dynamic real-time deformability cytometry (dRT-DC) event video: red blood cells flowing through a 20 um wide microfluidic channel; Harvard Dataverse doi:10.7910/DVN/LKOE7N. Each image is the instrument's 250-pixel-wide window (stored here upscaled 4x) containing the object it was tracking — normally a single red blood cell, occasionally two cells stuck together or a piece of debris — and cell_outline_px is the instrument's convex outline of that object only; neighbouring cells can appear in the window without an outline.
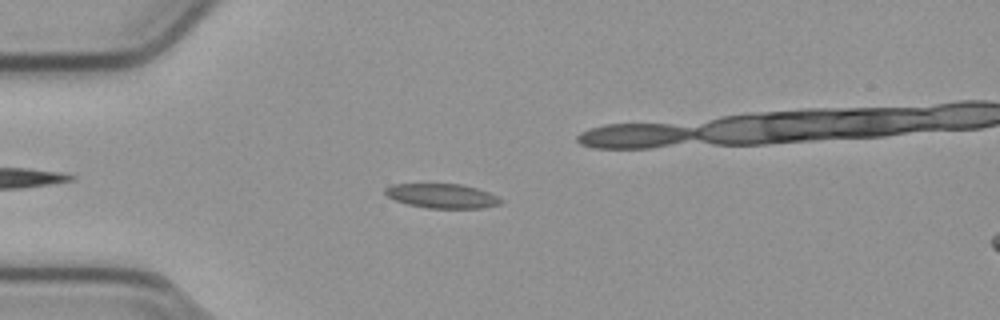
{"species": "common noctule bat (a hibernating species)", "species_latin": "Nyctalus noctula", "temperature_condition": "cold", "stored_images_in_passage": 50, "camera_frame_rate_fps": 3000, "um_per_image_px": 0.085, "animal": {"sex": "male", "body_mass_g": 23.1, "forearm_length_mm": 52.7}, "frame": {"image": 1, "passage_image": 9, "time_ms": 2.667, "image_size_px": [1000, 320], "cell_outline_px": [[504, 200], [500, 204], [480, 208], [428, 208], [408, 204], [396, 200], [388, 196], [384, 192], [384, 188], [392, 184], [460, 184], [476, 188], [488, 192]], "centroid_in_image_um": [37.57, 16.65], "position_along_channel_um": 47.4, "area_um2": 16.3}}
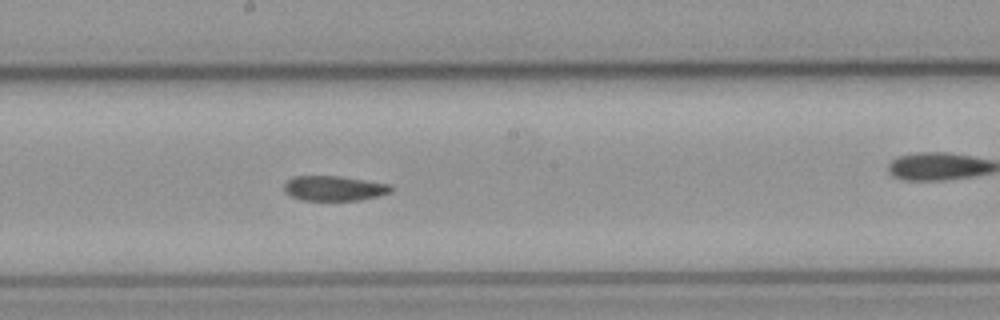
{"frame": {"image": 2, "passage_image": 24, "time_ms": 7.667, "image_size_px": [1000, 320], "cell_outline_px": [[392, 192], [360, 200], [300, 200], [284, 192], [284, 184], [288, 180], [296, 176], [336, 176], [388, 184], [392, 188]], "centroid_in_image_um": [28.36, 16.01], "position_along_channel_um": 219.8, "area_um2": 15.26}}
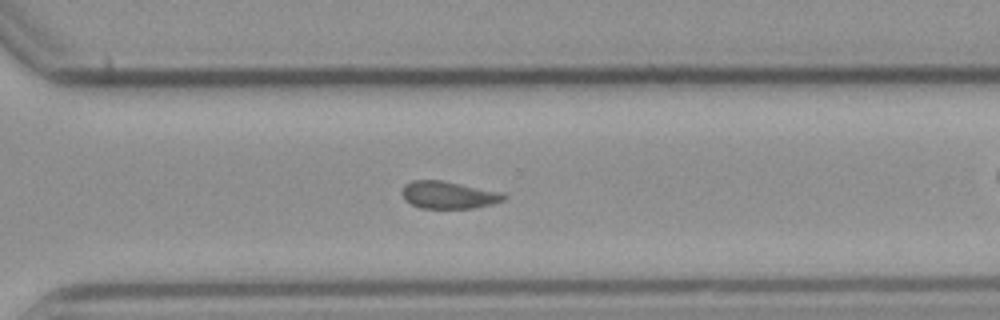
{"frame": {"image": 3, "passage_image": 33, "time_ms": 10.667, "image_size_px": [1000, 320], "cell_outline_px": [[508, 196], [504, 200], [492, 204], [472, 208], [420, 208], [404, 200], [400, 192], [404, 184], [412, 180], [440, 180], [500, 192]], "centroid_in_image_um": [38.07, 16.57], "position_along_channel_um": 332.5, "area_um2": 16.18}}